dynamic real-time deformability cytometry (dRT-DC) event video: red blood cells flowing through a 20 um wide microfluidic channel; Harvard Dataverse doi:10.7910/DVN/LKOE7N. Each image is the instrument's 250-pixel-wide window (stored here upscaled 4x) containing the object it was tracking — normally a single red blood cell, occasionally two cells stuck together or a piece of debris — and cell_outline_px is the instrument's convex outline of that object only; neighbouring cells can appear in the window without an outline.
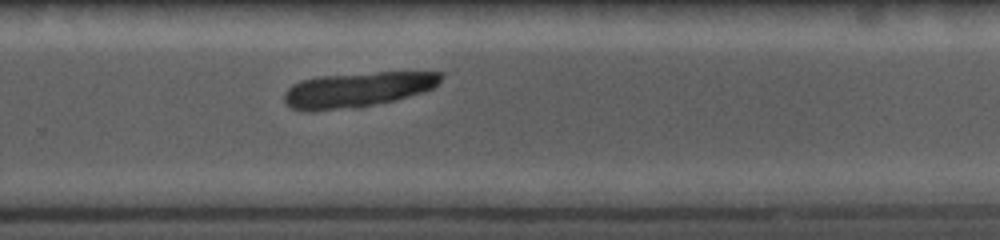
{"species": "common noctule bat (a hibernating species)", "species_latin": "Nyctalus noctula", "temperature_condition": "cold", "stored_images_in_passage": 17, "camera_frame_rate_fps": 5000, "um_per_image_px": 0.085, "animal": {"sex": "female", "body_mass_g": 19.0, "forearm_length_mm": 56.7}, "frame": {"image": 1, "passage_image": 12, "time_ms": 7.8, "image_size_px": [1000, 240], "cell_outline_px": [[444, 76], [432, 88], [424, 92], [360, 108], [312, 112], [304, 112], [292, 108], [284, 100], [284, 92], [292, 84], [300, 80], [316, 76], [376, 72], [444, 72]], "centroid_in_image_um": [30.32, 7.63], "position_along_channel_um": 299.5, "area_um2": 32.43}}
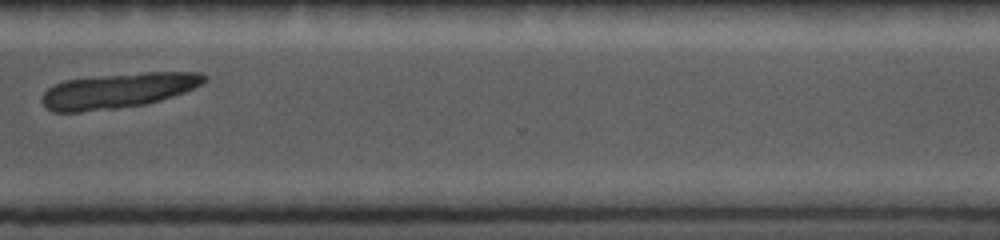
{"frame": {"image": 2, "passage_image": 14, "time_ms": 9.4, "image_size_px": [1000, 240], "cell_outline_px": [[208, 76], [200, 84], [184, 92], [160, 100], [144, 104], [116, 108], [80, 112], [52, 112], [40, 100], [44, 92], [48, 88], [64, 80], [144, 72], [200, 72]], "centroid_in_image_um": [10.01, 7.7], "position_along_channel_um": 360.6, "area_um2": 32.71}}
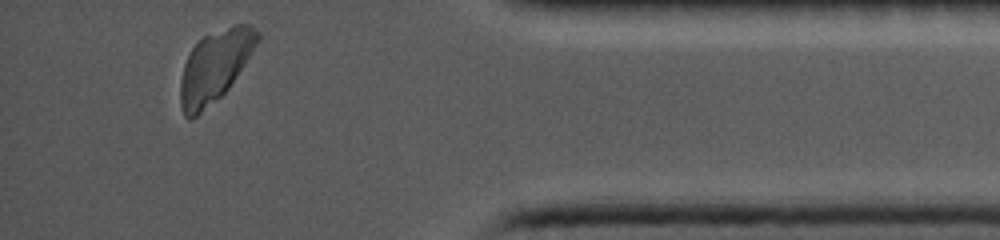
{"frame": {"image": 3, "passage_image": 17, "time_ms": 11.4, "image_size_px": [1000, 240], "cell_outline_px": [[260, 40], [228, 88], [220, 96], [196, 116], [188, 120], [184, 116], [180, 104], [180, 80], [184, 64], [192, 48], [204, 36], [236, 24], [252, 24], [260, 32]], "centroid_in_image_um": [18.26, 5.62], "position_along_channel_um": 416.9, "area_um2": 31.62}}